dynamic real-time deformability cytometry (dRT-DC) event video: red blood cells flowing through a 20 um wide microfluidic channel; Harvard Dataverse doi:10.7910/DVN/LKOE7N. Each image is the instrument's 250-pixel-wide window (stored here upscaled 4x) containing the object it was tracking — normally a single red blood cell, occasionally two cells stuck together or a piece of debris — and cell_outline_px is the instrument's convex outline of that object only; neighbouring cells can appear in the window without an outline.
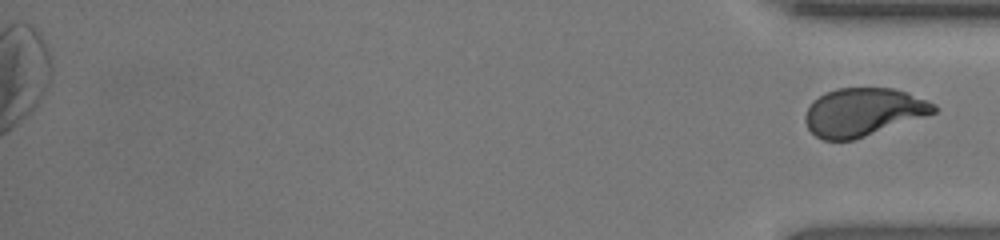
{"species": "human", "species_latin": "Homo sapiens", "temperature_condition": "room temperature", "stored_images_in_passage": 50, "segment_of_instrument_passage": [2, 2], "camera_frame_rate_fps": 3000, "um_per_image_px": 0.085, "donor": {"sex": "female"}, "frame": {"image": 1, "passage_image": 50, "time_ms": 16.333, "image_size_px": [1000, 240], "cell_outline_px": [[936, 112], [852, 140], [824, 140], [816, 136], [808, 128], [804, 120], [804, 116], [812, 100], [824, 92], [836, 88], [892, 88], [904, 92], [936, 104]], "centroid_in_image_um": [73.3, 9.51], "position_along_channel_um": 361.9, "area_um2": 35.55}}